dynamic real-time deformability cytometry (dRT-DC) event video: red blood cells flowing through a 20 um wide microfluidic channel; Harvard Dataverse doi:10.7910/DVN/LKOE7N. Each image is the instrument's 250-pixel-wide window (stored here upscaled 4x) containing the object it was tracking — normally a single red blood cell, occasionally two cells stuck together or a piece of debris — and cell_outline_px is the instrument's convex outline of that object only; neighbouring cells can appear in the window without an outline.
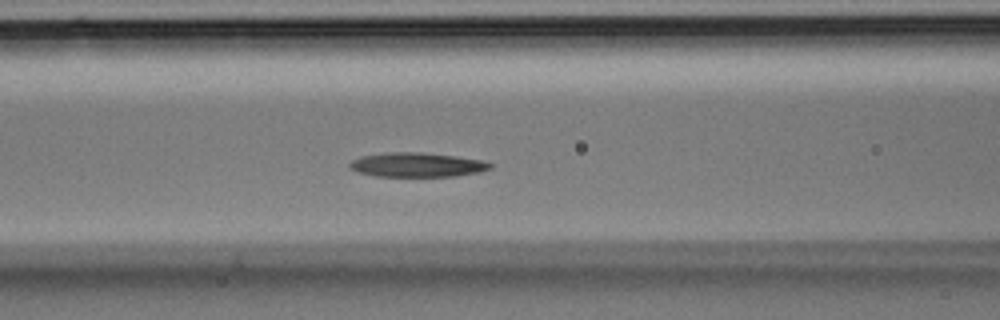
{"species": "Egyptian fruit bat (a non-hibernating species)", "species_latin": "Rousettus aegyptiacus", "temperature_condition": "room temperature", "stored_images_in_passage": 36, "segment_of_instrument_passage": [1, 2], "camera_frame_rate_fps": 3000, "um_per_image_px": 0.085, "animal": {"sex": "male"}, "frame": {"image": 1, "passage_image": 14, "time_ms": 4.333, "image_size_px": [1000, 320], "cell_outline_px": [[492, 168], [480, 172], [456, 176], [376, 176], [360, 172], [348, 168], [348, 164], [352, 160], [360, 156], [384, 152], [420, 152], [452, 156], [480, 160], [492, 164]], "centroid_in_image_um": [35.4, 14.0], "position_along_channel_um": 131.2, "area_um2": 19.83}}
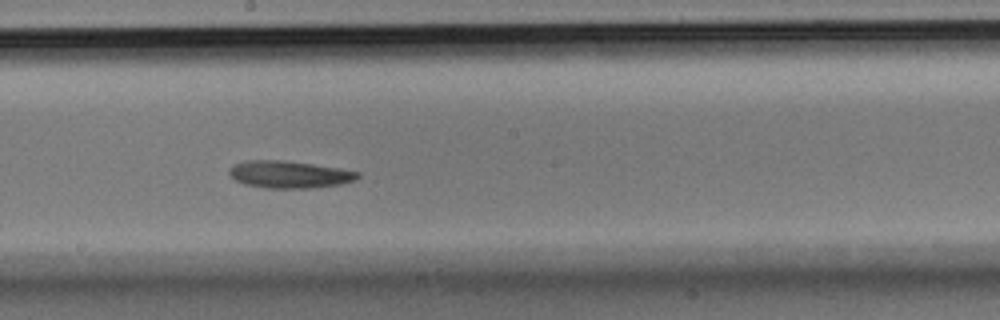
{"frame": {"image": 2, "passage_image": 19, "time_ms": 6.0, "image_size_px": [1000, 320], "cell_outline_px": [[360, 176], [352, 180], [340, 184], [308, 188], [264, 188], [244, 184], [236, 180], [228, 172], [228, 168], [232, 164], [244, 160], [284, 160], [340, 168], [360, 172]], "centroid_in_image_um": [24.53, 14.81], "position_along_channel_um": 223.7, "area_um2": 20.4}}
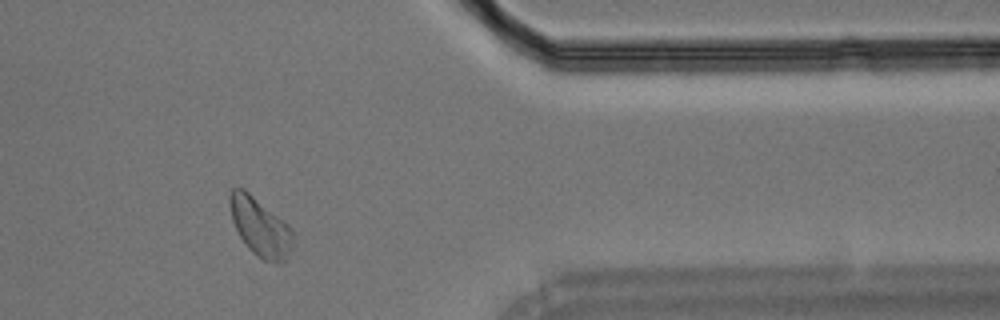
{"frame": {"image": 3, "passage_image": 29, "time_ms": 9.333, "image_size_px": [1000, 320], "cell_outline_px": [[292, 236], [288, 256], [284, 264], [276, 264], [264, 260], [256, 256], [248, 248], [240, 236], [232, 220], [228, 200], [228, 196], [232, 188], [244, 188], [288, 224], [292, 232]], "centroid_in_image_um": [22.09, 19.3], "position_along_channel_um": 389.3, "area_um2": 21.39}}